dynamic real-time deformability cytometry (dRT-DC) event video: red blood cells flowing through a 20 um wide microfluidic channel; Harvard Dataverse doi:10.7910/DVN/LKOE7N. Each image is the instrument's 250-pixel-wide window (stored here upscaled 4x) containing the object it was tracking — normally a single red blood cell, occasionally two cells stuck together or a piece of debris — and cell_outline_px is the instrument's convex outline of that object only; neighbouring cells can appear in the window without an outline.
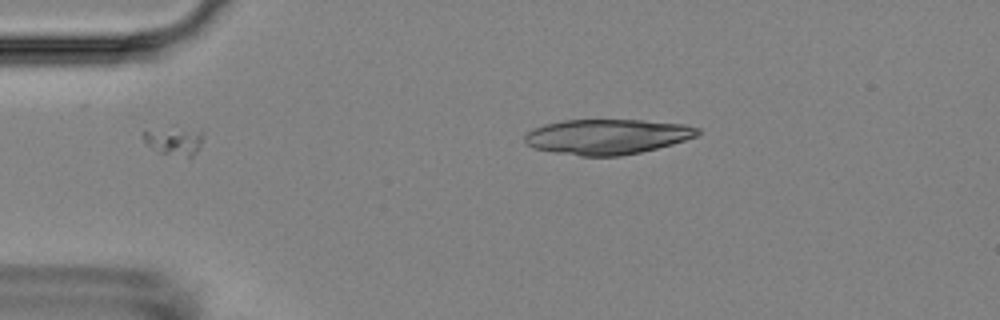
{"species": "Egyptian fruit bat (a non-hibernating species)", "species_latin": "Rousettus aegyptiacus", "temperature_condition": "room temperature", "stored_images_in_passage": 10, "camera_frame_rate_fps": 3000, "um_per_image_px": 0.085, "animal": {"sex": "female"}, "frame": {"image": 1, "passage_image": 2, "time_ms": 1.0, "image_size_px": [1000, 320], "cell_outline_px": [[204, 136], [196, 152], [192, 156], [188, 156], [160, 152], [148, 144], [144, 140], [144, 132], [172, 124], [204, 124]], "centroid_in_image_um": [14.98, 11.79], "position_along_channel_um": 70.0, "area_um2": 10.81}}
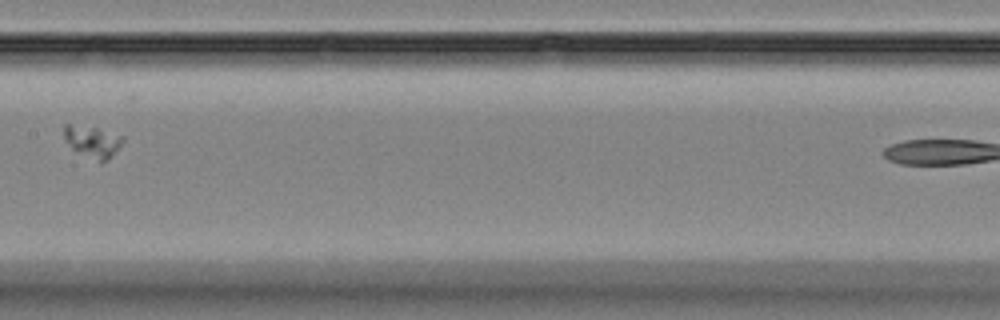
{"frame": {"image": 2, "passage_image": 5, "time_ms": 4.667, "image_size_px": [1000, 320], "cell_outline_px": [[124, 140], [112, 156], [108, 160], [100, 160], [72, 148], [64, 136], [64, 124], [68, 124], [96, 128], [124, 136]], "centroid_in_image_um": [7.9, 11.99], "position_along_channel_um": 199.5, "area_um2": 10.23}}
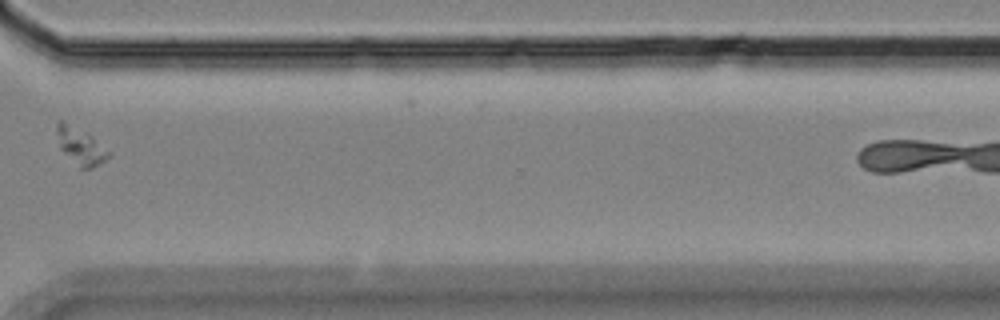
{"frame": {"image": 3, "passage_image": 9, "time_ms": 9.333, "image_size_px": [1000, 320], "cell_outline_px": [[112, 156], [92, 168], [80, 168], [60, 148], [56, 132], [56, 124], [60, 120], [64, 120], [92, 136]], "centroid_in_image_um": [6.82, 12.4], "position_along_channel_um": 363.8, "area_um2": 10.87}}